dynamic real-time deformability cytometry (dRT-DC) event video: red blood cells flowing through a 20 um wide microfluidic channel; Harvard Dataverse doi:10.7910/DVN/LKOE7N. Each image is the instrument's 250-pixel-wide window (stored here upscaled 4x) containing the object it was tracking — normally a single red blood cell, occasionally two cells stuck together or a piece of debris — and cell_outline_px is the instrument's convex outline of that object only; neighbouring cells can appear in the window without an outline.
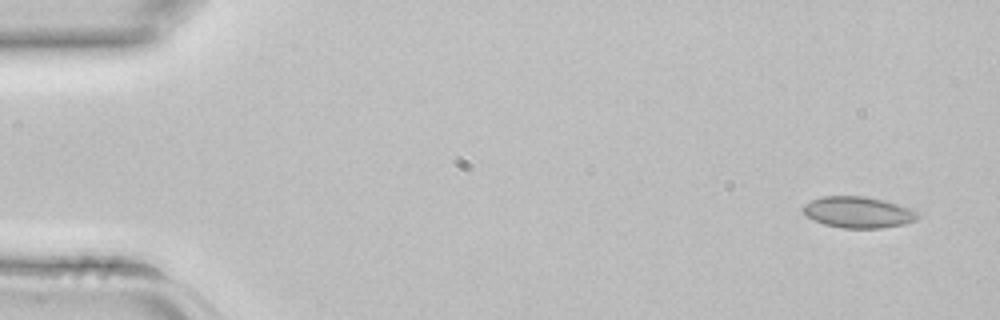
{"species": "common noctule bat (a hibernating species)", "species_latin": "Nyctalus noctula", "temperature_condition": "room temperature", "stored_images_in_passage": 3, "camera_frame_rate_fps": 3000, "um_per_image_px": 0.085, "animal": {"sex": "female", "body_mass_g": 22.7, "forearm_length_mm": 54.2}, "frame": {"image": 1, "passage_image": 1, "time_ms": 0.0, "image_size_px": [1000, 320], "cell_outline_px": [[920, 216], [916, 220], [904, 224], [884, 228], [844, 228], [824, 224], [808, 216], [800, 208], [804, 204], [812, 200], [824, 196], [864, 196], [884, 200], [920, 212]], "centroid_in_image_um": [72.97, 18.04], "position_along_channel_um": 12.0, "area_um2": 20.81}}
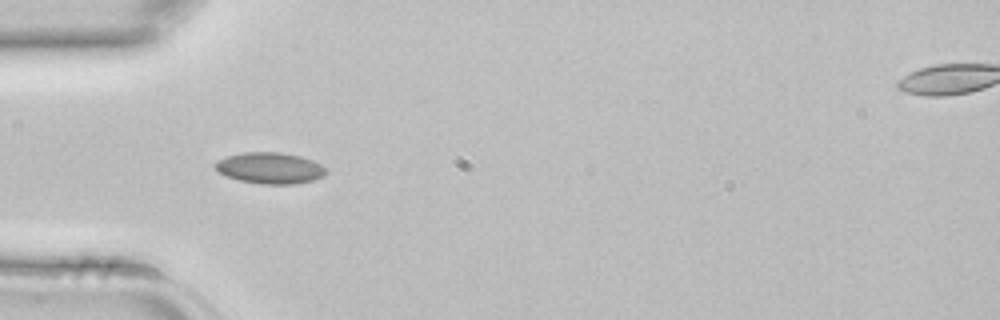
{"frame": {"image": 2, "passage_image": 3, "time_ms": 0.667, "image_size_px": [1000, 320], "cell_outline_px": [[328, 172], [324, 176], [312, 180], [296, 184], [260, 184], [240, 180], [216, 172], [212, 164], [216, 160], [228, 156], [244, 152], [280, 152], [300, 156], [312, 160], [320, 164]], "centroid_in_image_um": [22.91, 14.28], "position_along_channel_um": 62.1, "area_um2": 20.29}}